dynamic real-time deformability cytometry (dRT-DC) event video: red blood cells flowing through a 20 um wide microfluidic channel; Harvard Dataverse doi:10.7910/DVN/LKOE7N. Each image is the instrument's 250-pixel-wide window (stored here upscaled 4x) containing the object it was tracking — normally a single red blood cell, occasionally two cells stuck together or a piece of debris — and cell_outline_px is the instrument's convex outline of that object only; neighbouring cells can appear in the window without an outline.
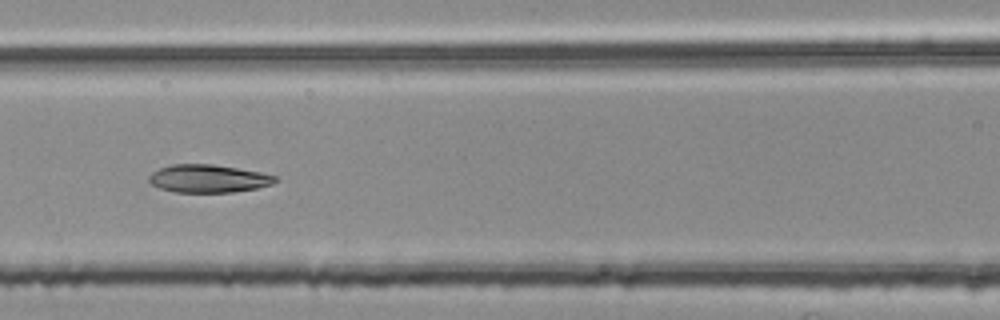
{"species": "common noctule bat (a hibernating species)", "species_latin": "Nyctalus noctula", "temperature_condition": "room temperature", "stored_images_in_passage": 20, "camera_frame_rate_fps": 3000, "um_per_image_px": 0.085, "animal": {"sex": "female", "body_mass_g": 25.1}, "frame": {"image": 1, "passage_image": 9, "time_ms": 2.667, "image_size_px": [1000, 320], "cell_outline_px": [[276, 180], [272, 184], [256, 188], [232, 192], [176, 192], [160, 188], [152, 184], [148, 180], [148, 176], [152, 172], [160, 168], [172, 164], [212, 164], [260, 172], [276, 176]], "centroid_in_image_um": [17.67, 15.18], "position_along_channel_um": 148.9, "area_um2": 20.35}}
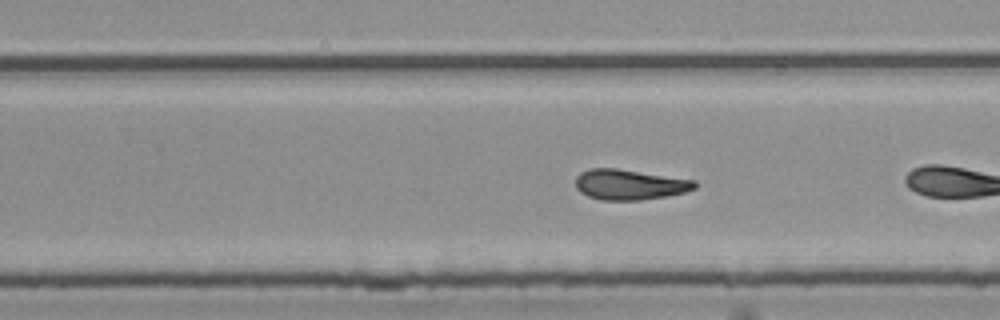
{"frame": {"image": 2, "passage_image": 17, "time_ms": 5.333, "image_size_px": [1000, 320], "cell_outline_px": [[696, 188], [684, 192], [664, 196], [640, 200], [600, 200], [588, 196], [580, 192], [576, 188], [576, 176], [580, 172], [588, 168], [616, 168], [692, 180], [696, 184]], "centroid_in_image_um": [53.43, 15.69], "position_along_channel_um": 276.4, "area_um2": 20.87}}